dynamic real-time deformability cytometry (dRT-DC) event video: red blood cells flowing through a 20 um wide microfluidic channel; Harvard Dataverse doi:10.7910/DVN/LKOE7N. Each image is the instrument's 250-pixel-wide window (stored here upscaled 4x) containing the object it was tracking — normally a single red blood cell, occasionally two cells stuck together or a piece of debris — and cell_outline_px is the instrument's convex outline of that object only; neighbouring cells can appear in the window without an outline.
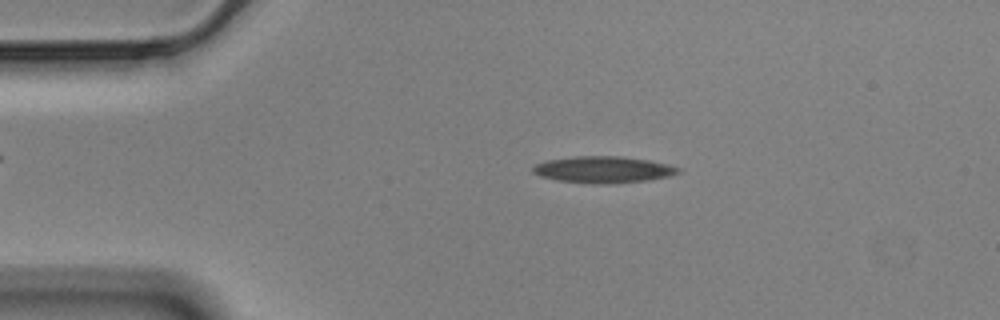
{"species": "Egyptian fruit bat (a non-hibernating species)", "species_latin": "Rousettus aegyptiacus", "temperature_condition": "cold", "stored_images_in_passage": 55, "camera_frame_rate_fps": 3000, "um_per_image_px": 0.085, "animal": {"sex": "male"}, "frame": {"image": 1, "passage_image": 10, "time_ms": 3.0, "image_size_px": [1000, 320], "cell_outline_px": [[680, 172], [668, 176], [648, 180], [616, 184], [592, 184], [556, 180], [540, 176], [532, 172], [532, 168], [536, 164], [544, 160], [576, 156], [624, 156], [648, 160], [668, 164], [680, 168]], "centroid_in_image_um": [51.26, 14.42], "position_along_channel_um": 33.7, "area_um2": 22.77}}
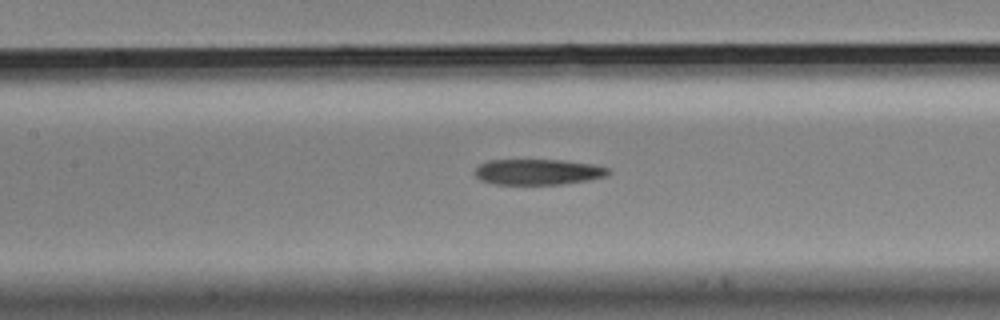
{"frame": {"image": 2, "passage_image": 24, "time_ms": 7.667, "image_size_px": [1000, 320], "cell_outline_px": [[612, 172], [608, 176], [588, 180], [560, 184], [492, 184], [480, 180], [476, 176], [476, 168], [480, 164], [488, 160], [560, 160], [592, 164], [608, 168]], "centroid_in_image_um": [45.74, 14.61], "position_along_channel_um": 161.7, "area_um2": 19.94}}
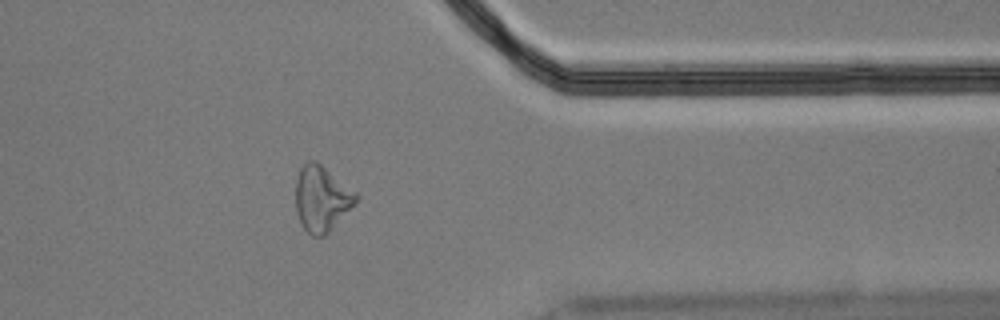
{"frame": {"image": 3, "passage_image": 44, "time_ms": 14.333, "image_size_px": [1000, 320], "cell_outline_px": [[360, 196], [356, 204], [324, 236], [312, 236], [304, 228], [296, 212], [296, 180], [300, 168], [308, 160], [316, 160], [356, 192]], "centroid_in_image_um": [27.35, 16.87], "position_along_channel_um": 384.0, "area_um2": 23.0}, "authors_computed_cell_mechanics": {"area_um2": 21.8484, "velocity_mm_per_s": 3.5337, "shape_relaxation_time_tau1_ms": null, "shape_relaxation_time_tau2_ms": 7.0355, "deformation_change_tau1": null, "deformation_change_tau2": 0.207}}